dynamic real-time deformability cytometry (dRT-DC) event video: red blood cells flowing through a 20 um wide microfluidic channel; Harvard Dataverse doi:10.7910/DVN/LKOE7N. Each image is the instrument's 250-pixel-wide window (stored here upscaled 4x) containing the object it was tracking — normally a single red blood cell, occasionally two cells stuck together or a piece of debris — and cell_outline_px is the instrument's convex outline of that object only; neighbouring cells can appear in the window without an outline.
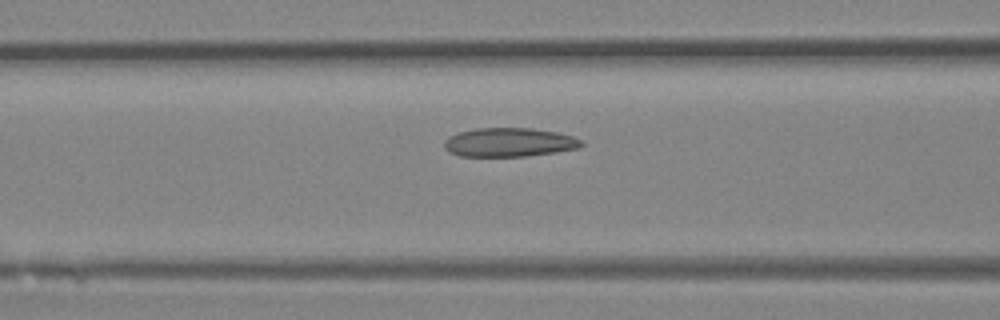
{"species": "Egyptian fruit bat (a non-hibernating species)", "species_latin": "Rousettus aegyptiacus", "temperature_condition": "room temperature", "stored_images_in_passage": 23, "camera_frame_rate_fps": 3000, "um_per_image_px": 0.085, "animal": {"sex": "female"}, "frame": {"image": 1, "passage_image": 5, "time_ms": 1.333, "image_size_px": [1000, 320], "cell_outline_px": [[584, 144], [580, 148], [556, 152], [528, 156], [460, 156], [448, 152], [444, 148], [444, 140], [448, 136], [460, 132], [476, 128], [532, 128], [556, 132], [572, 136], [584, 140]], "centroid_in_image_um": [43.29, 12.1], "position_along_channel_um": 123.3, "area_um2": 23.29}}
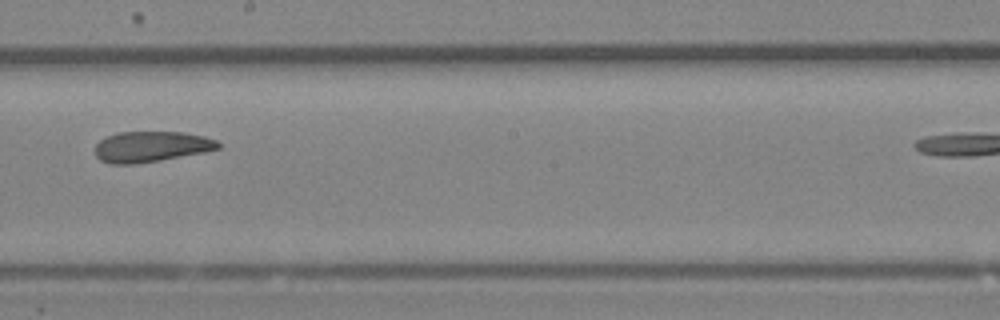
{"frame": {"image": 2, "passage_image": 12, "time_ms": 3.667, "image_size_px": [1000, 320], "cell_outline_px": [[220, 148], [204, 152], [160, 160], [132, 164], [108, 164], [100, 160], [96, 156], [96, 144], [100, 140], [108, 136], [120, 132], [184, 132], [204, 136], [216, 140], [220, 144]], "centroid_in_image_um": [12.85, 12.46], "position_along_channel_um": 235.4, "area_um2": 21.91}}
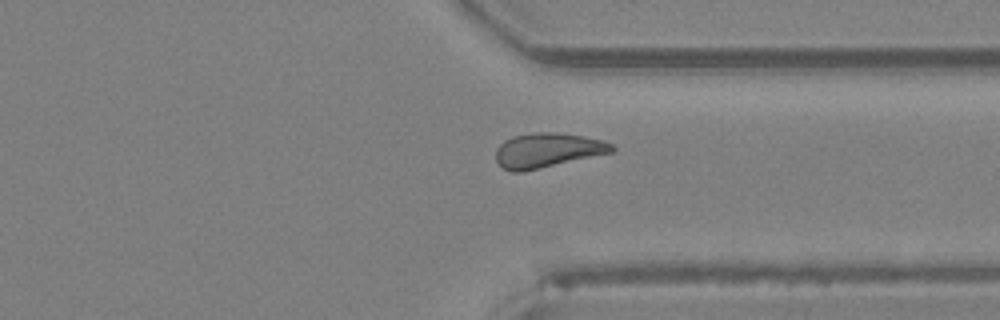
{"frame": {"image": 3, "passage_image": 20, "time_ms": 6.333, "image_size_px": [1000, 320], "cell_outline_px": [[616, 148], [612, 152], [520, 172], [512, 172], [504, 168], [496, 160], [496, 148], [504, 140], [512, 136], [532, 132], [556, 132], [584, 136], [600, 140], [612, 144]], "centroid_in_image_um": [46.5, 12.75], "position_along_channel_um": 364.9, "area_um2": 23.12}}